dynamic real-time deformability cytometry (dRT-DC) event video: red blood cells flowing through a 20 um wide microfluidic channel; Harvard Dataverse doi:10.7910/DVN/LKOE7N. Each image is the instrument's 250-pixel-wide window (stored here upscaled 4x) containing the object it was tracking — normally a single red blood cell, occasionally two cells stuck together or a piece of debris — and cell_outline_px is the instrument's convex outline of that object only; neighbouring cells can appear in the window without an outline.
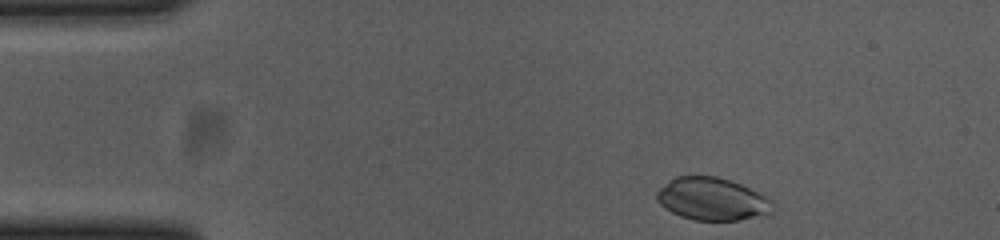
{"species": "common noctule bat (a hibernating species)", "species_latin": "Nyctalus noctula", "temperature_condition": "cold", "stored_images_in_passage": 48, "camera_frame_rate_fps": 3000, "um_per_image_px": 0.085, "animal": {"sex": "female", "body_mass_g": 23.0, "forearm_length_mm": 53.4}, "frame": {"image": 1, "passage_image": 1, "time_ms": 0.0, "image_size_px": [1000, 240], "cell_outline_px": [[772, 212], [768, 216], [736, 220], [696, 220], [680, 216], [672, 212], [660, 204], [656, 200], [656, 192], [668, 180], [676, 176], [716, 176], [740, 184], [768, 196], [772, 200]], "centroid_in_image_um": [60.56, 16.92], "position_along_channel_um": 24.4, "area_um2": 28.96}}
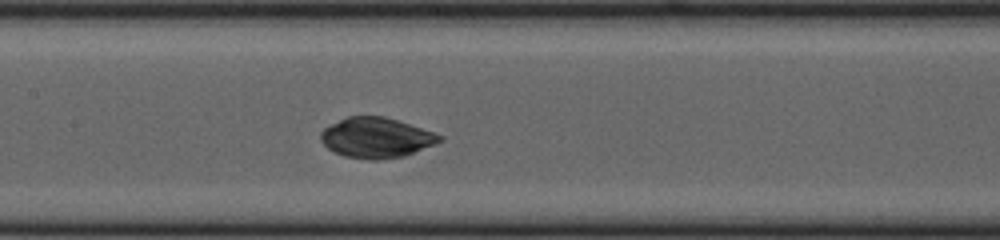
{"frame": {"image": 2, "passage_image": 19, "time_ms": 6.0, "image_size_px": [1000, 240], "cell_outline_px": [[444, 140], [404, 156], [380, 160], [372, 160], [344, 156], [328, 148], [320, 140], [320, 132], [324, 128], [348, 116], [384, 116], [444, 136]], "centroid_in_image_um": [31.97, 11.71], "position_along_channel_um": 175.4, "area_um2": 27.57}}
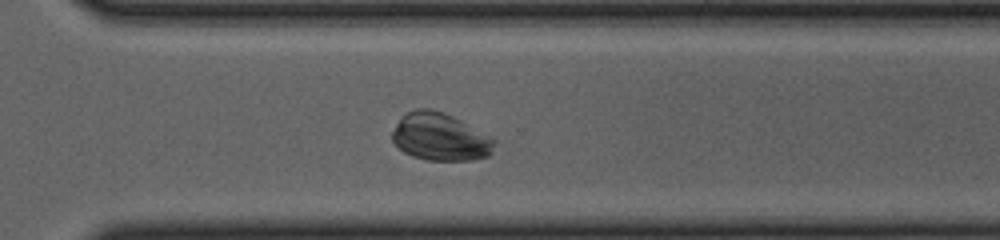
{"frame": {"image": 3, "passage_image": 32, "time_ms": 10.333, "image_size_px": [1000, 240], "cell_outline_px": [[496, 144], [492, 152], [488, 156], [472, 160], [428, 160], [412, 156], [404, 152], [392, 140], [392, 132], [396, 124], [408, 112], [416, 108], [428, 108], [444, 112], [460, 120], [496, 140]], "centroid_in_image_um": [37.42, 11.64], "position_along_channel_um": 333.2, "area_um2": 28.09}, "authors_computed_cell_mechanics": {"area_um2": 28.3798, "velocity_mm_per_s": 3.6481, "shape_relaxation_time_tau1_ms": 4.8676, "shape_relaxation_time_tau2_ms": null, "deformation_change_tau1": 0.207, "deformation_change_tau2": null}}